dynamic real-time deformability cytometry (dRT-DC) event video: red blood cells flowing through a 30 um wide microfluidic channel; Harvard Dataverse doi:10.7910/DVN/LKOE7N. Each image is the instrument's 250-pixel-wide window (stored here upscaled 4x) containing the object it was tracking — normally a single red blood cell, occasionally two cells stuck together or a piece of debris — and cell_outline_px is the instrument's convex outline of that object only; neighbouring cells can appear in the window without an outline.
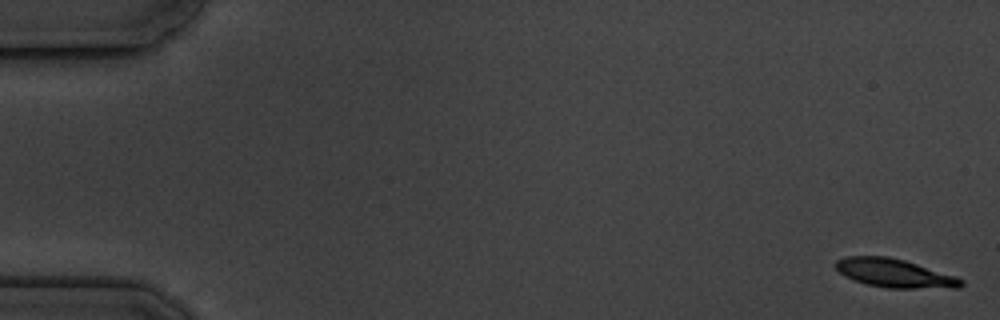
{"species": "common noctule bat (a hibernating species)", "species_latin": "Nyctalus noctula", "temperature_condition": "cold", "stored_images_in_passage": 6, "camera_frame_rate_fps": 3000, "um_per_image_px": 0.085, "animal": {"sex": "male", "body_mass_g": 19.5, "forearm_length_mm": 54.6}, "frame": {"image": 1, "passage_image": 1, "time_ms": 0.0, "image_size_px": [1000, 320], "cell_outline_px": [[964, 284], [960, 288], [888, 288], [868, 284], [844, 276], [836, 268], [836, 260], [844, 256], [888, 256], [904, 260], [956, 276], [964, 280]], "centroid_in_image_um": [76.06, 23.22], "position_along_channel_um": 8.9, "area_um2": 20.81}}